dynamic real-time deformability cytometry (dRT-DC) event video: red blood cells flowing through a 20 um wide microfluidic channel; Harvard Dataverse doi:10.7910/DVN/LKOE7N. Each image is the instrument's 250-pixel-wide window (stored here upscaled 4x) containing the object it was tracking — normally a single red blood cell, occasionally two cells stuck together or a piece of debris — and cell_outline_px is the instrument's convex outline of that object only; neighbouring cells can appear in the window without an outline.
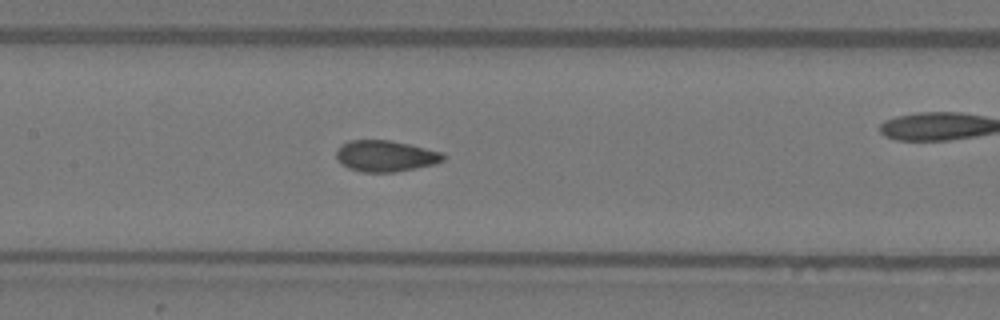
{"species": "Egyptian fruit bat (a non-hibernating species)", "species_latin": "Rousettus aegyptiacus", "temperature_condition": "warm", "stored_images_in_passage": 44, "camera_frame_rate_fps": 3000, "um_per_image_px": 0.085, "animal": {"sex": "female"}, "frame": {"image": 1, "passage_image": 25, "time_ms": 8.0, "image_size_px": [1000, 320], "cell_outline_px": [[448, 156], [444, 160], [436, 164], [396, 172], [360, 172], [348, 168], [336, 156], [336, 152], [348, 140], [388, 140], [408, 144], [444, 152]], "centroid_in_image_um": [32.85, 13.27], "position_along_channel_um": 174.6, "area_um2": 19.42}, "authors_computed_cell_mechanics": {"area_um2": 19.7387, "velocity_mm_per_s": 4.0298, "shape_relaxation_time_tau1_ms": null, "shape_relaxation_time_tau2_ms": 0.8526, "deformation_change_tau1": null, "deformation_change_tau2": 0.0661}}